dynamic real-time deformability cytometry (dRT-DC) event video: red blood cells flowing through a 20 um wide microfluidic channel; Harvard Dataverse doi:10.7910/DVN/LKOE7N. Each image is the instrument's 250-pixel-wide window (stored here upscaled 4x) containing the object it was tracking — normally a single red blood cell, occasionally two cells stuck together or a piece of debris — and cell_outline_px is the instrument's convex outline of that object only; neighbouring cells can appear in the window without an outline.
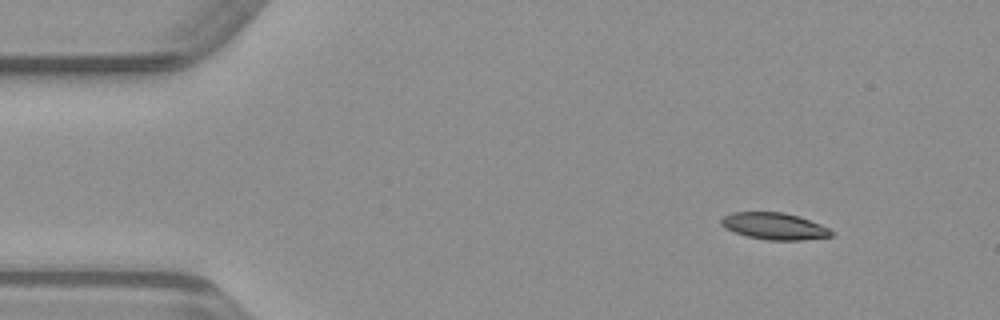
{"species": "common noctule bat (a hibernating species)", "species_latin": "Nyctalus noctula", "temperature_condition": "warm", "stored_images_in_passage": 45, "camera_frame_rate_fps": 3000, "um_per_image_px": 0.085, "animal": {"sex": "male", "body_mass_g": 23.1, "forearm_length_mm": 52.7}, "frame": {"image": 1, "passage_image": 1, "time_ms": 0.0, "image_size_px": [1000, 320], "cell_outline_px": [[836, 232], [832, 236], [804, 240], [768, 240], [748, 236], [724, 228], [720, 224], [720, 220], [724, 216], [732, 212], [784, 212], [820, 224]], "centroid_in_image_um": [65.82, 19.22], "position_along_channel_um": 19.2, "area_um2": 17.11}}
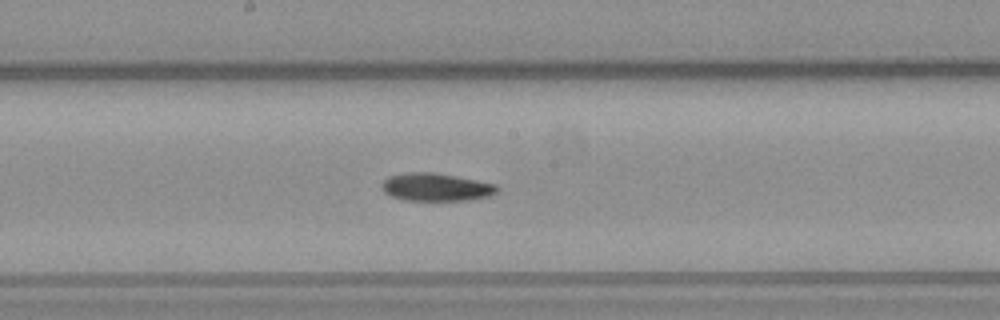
{"frame": {"image": 2, "passage_image": 21, "time_ms": 6.667, "image_size_px": [1000, 320], "cell_outline_px": [[500, 192], [492, 196], [468, 200], [404, 200], [392, 196], [384, 192], [380, 188], [380, 184], [388, 176], [408, 172], [432, 172], [456, 176], [496, 184], [500, 188]], "centroid_in_image_um": [37.09, 15.9], "position_along_channel_um": 211.1, "area_um2": 18.96}}
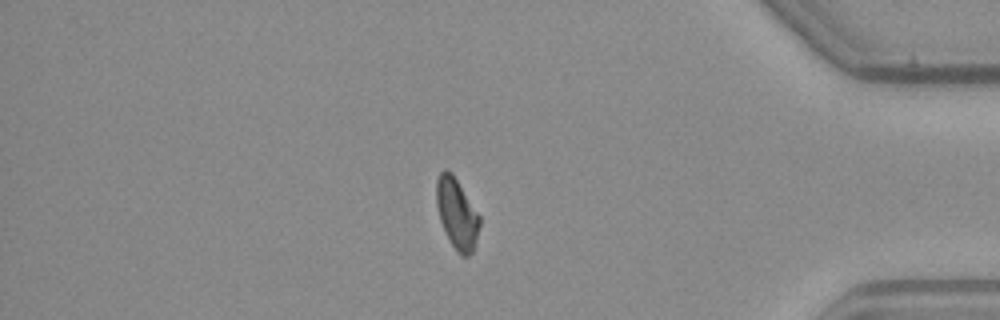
{"frame": {"image": 3, "passage_image": 37, "time_ms": 12.0, "image_size_px": [1000, 320], "cell_outline_px": [[480, 224], [472, 252], [468, 256], [460, 256], [456, 252], [440, 220], [436, 204], [436, 180], [440, 172], [444, 168], [448, 168], [452, 172], [480, 216]], "centroid_in_image_um": [38.82, 18.12], "position_along_channel_um": 396.4, "area_um2": 17.63}}